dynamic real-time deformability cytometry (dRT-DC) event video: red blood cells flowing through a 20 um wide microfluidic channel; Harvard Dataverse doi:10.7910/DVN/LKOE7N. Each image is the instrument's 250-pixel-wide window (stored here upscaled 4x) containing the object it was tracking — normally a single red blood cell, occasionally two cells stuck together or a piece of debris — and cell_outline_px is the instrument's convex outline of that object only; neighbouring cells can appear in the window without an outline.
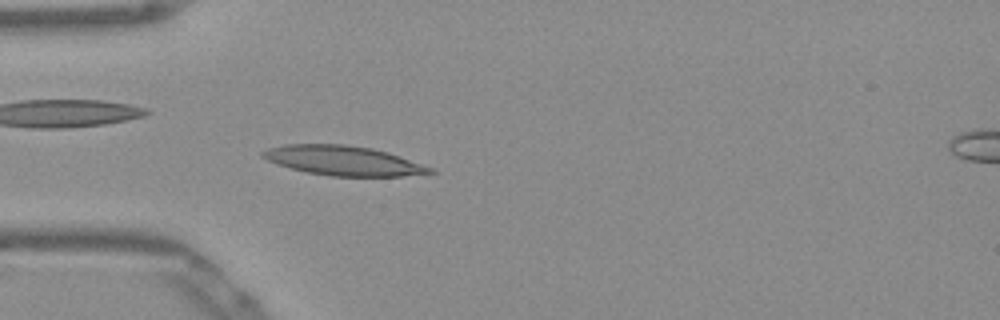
{"species": "Egyptian fruit bat (a non-hibernating species)", "species_latin": "Rousettus aegyptiacus", "temperature_condition": "warm", "stored_images_in_passage": 44, "camera_frame_rate_fps": 3000, "um_per_image_px": 0.085, "frame": {"image": 1, "passage_image": 7, "time_ms": 2.0, "image_size_px": [1000, 320], "cell_outline_px": [[436, 172], [404, 176], [332, 176], [308, 172], [276, 164], [260, 156], [260, 152], [268, 148], [284, 144], [344, 144], [372, 148], [388, 152], [400, 156], [432, 168]], "centroid_in_image_um": [29.15, 13.64], "position_along_channel_um": 55.8, "area_um2": 28.73}}
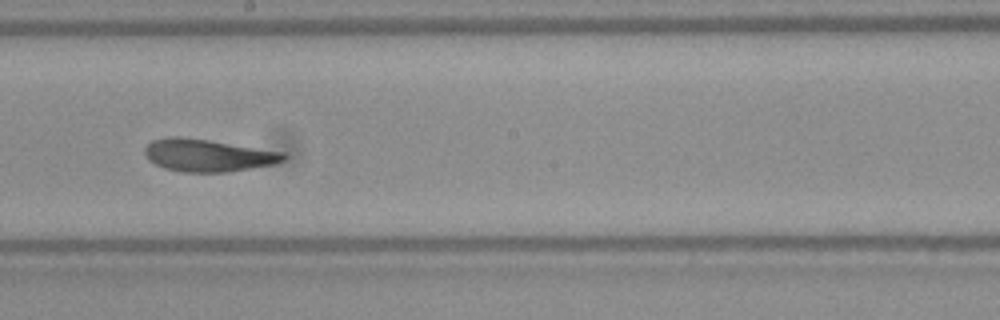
{"frame": {"image": 2, "passage_image": 21, "time_ms": 6.667, "image_size_px": [1000, 320], "cell_outline_px": [[288, 156], [284, 160], [276, 164], [228, 172], [180, 172], [164, 168], [148, 160], [144, 152], [144, 148], [152, 140], [168, 136], [180, 136], [208, 140], [284, 152]], "centroid_in_image_um": [17.66, 13.2], "position_along_channel_um": 230.5, "area_um2": 26.36}}
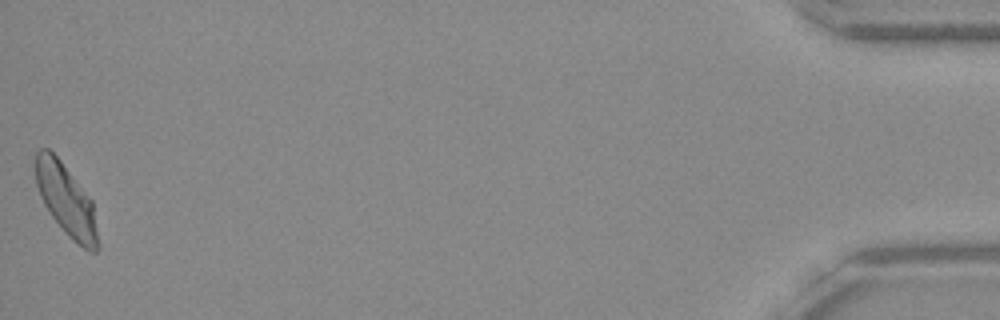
{"frame": {"image": 3, "passage_image": 44, "time_ms": 14.333, "image_size_px": [1000, 320], "cell_outline_px": [[100, 248], [96, 252], [88, 252], [72, 240], [64, 232], [52, 216], [44, 204], [40, 196], [36, 184], [36, 152], [40, 148], [48, 148], [60, 160], [92, 200], [100, 244]], "centroid_in_image_um": [5.66, 17.06], "position_along_channel_um": 429.5, "area_um2": 26.01}, "authors_computed_cell_mechanics": {"area_um2": 26.2123, "velocity_mm_per_s": 3.8557, "shape_relaxation_time_tau1_ms": 4.8016, "shape_relaxation_time_tau2_ms": 1.3564, "deformation_change_tau1": 0.1759, "deformation_change_tau2": 0.0721}}